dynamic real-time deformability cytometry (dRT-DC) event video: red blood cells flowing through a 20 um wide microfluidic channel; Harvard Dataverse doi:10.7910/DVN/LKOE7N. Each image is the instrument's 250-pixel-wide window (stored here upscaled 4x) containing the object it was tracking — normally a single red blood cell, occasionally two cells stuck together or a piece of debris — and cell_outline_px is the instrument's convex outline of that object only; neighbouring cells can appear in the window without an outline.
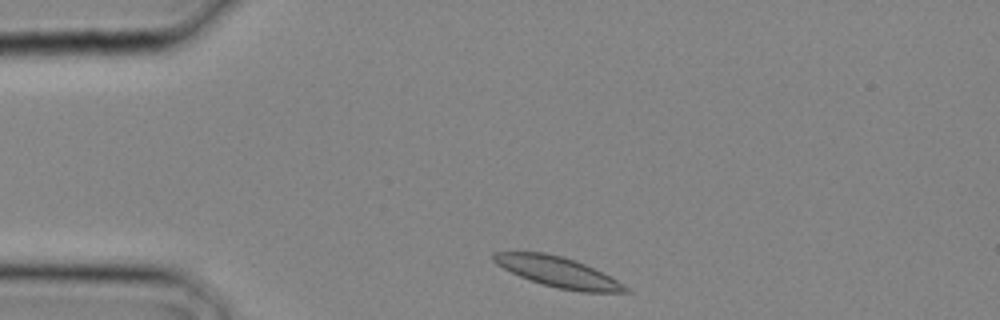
{"species": "common noctule bat (a hibernating species)", "species_latin": "Nyctalus noctula", "temperature_condition": "cold", "stored_images_in_passage": 9, "camera_frame_rate_fps": 3000, "um_per_image_px": 0.085, "animal": {"sex": "male", "body_mass_g": 20.4}, "frame": {"image": 1, "passage_image": 1, "time_ms": 0.0, "image_size_px": [1000, 320], "cell_outline_px": [[632, 292], [580, 292], [560, 288], [544, 284], [520, 276], [496, 264], [492, 260], [492, 252], [544, 252], [560, 256], [584, 264], [624, 284]], "centroid_in_image_um": [47.4, 23.12], "position_along_channel_um": 37.6, "area_um2": 22.66}}
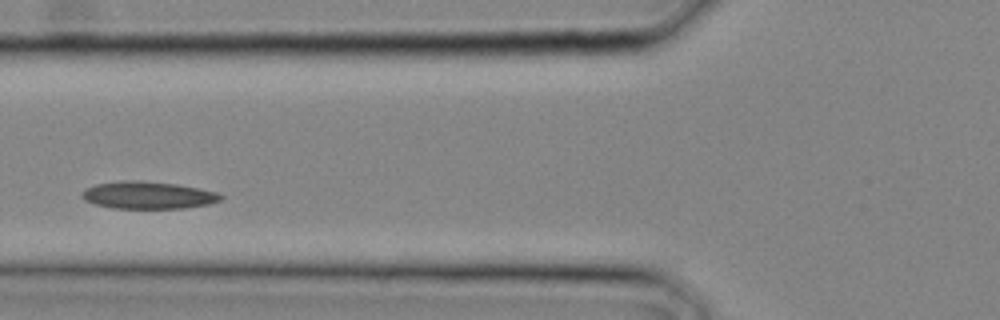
{"frame": {"image": 2, "passage_image": 6, "time_ms": 1.667, "image_size_px": [1000, 320], "cell_outline_px": [[224, 196], [220, 200], [208, 204], [184, 208], [112, 208], [96, 204], [84, 200], [84, 192], [88, 188], [96, 184], [124, 180], [132, 180], [176, 184], [216, 192]], "centroid_in_image_um": [12.6, 16.59], "position_along_channel_um": 113.2, "area_um2": 21.62}}
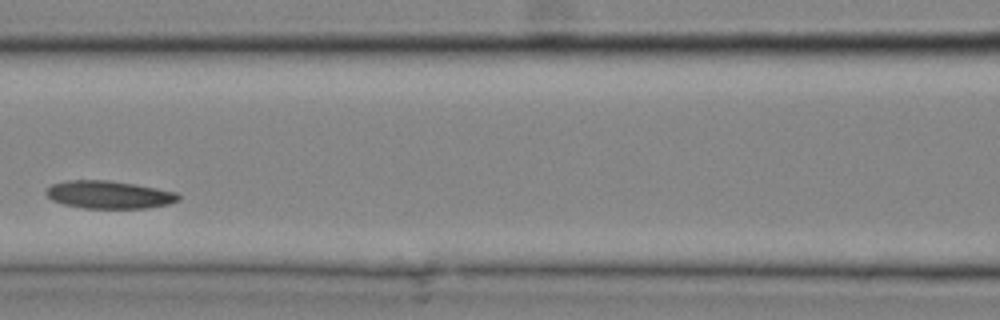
{"frame": {"image": 3, "passage_image": 8, "time_ms": 2.333, "image_size_px": [1000, 320], "cell_outline_px": [[180, 200], [168, 204], [148, 208], [84, 208], [64, 204], [52, 200], [44, 192], [52, 184], [64, 180], [108, 180], [136, 184], [176, 192], [180, 196]], "centroid_in_image_um": [9.27, 16.54], "position_along_channel_um": 157.3, "area_um2": 21.44}}